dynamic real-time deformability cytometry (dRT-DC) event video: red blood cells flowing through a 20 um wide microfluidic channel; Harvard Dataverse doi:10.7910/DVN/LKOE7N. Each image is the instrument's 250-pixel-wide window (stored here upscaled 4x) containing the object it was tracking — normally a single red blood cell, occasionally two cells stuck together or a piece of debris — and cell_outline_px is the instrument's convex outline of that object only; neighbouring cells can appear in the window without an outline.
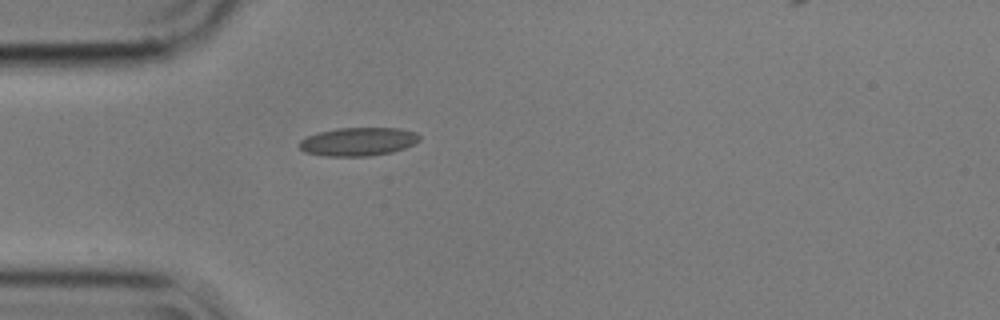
{"species": "common noctule bat (a hibernating species)", "species_latin": "Nyctalus noctula", "temperature_condition": "cold", "stored_images_in_passage": 1, "camera_frame_rate_fps": 3000, "um_per_image_px": 0.085, "animal": {"sex": "male", "body_mass_g": 17.9}, "frame": {"image": 1, "passage_image": 1, "time_ms": 0.0, "image_size_px": [1000, 320], "cell_outline_px": [[420, 140], [404, 148], [392, 152], [368, 156], [324, 156], [304, 152], [300, 148], [300, 140], [316, 132], [336, 128], [400, 128], [416, 132], [420, 136]], "centroid_in_image_um": [30.43, 12.03], "position_along_channel_um": 54.6, "area_um2": 19.94}}